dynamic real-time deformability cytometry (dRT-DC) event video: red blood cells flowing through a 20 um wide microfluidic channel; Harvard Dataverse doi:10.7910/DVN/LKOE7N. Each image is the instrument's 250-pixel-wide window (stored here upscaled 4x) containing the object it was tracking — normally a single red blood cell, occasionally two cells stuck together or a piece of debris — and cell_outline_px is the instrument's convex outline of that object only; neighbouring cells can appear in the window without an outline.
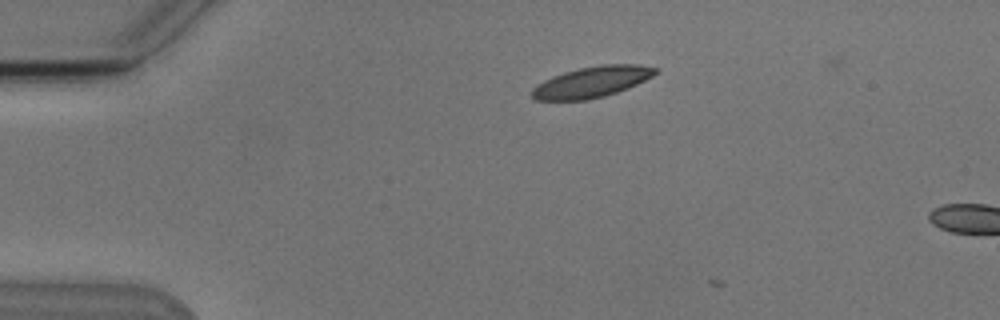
{"species": "Egyptian fruit bat (a non-hibernating species)", "species_latin": "Rousettus aegyptiacus", "temperature_condition": "cold", "stored_images_in_passage": 2, "camera_frame_rate_fps": 3000, "um_per_image_px": 0.085, "animal": {"sex": "male"}, "frame": {"image": 1, "passage_image": 1, "time_ms": 0.0, "image_size_px": [1000, 320], "cell_outline_px": [[660, 72], [628, 88], [604, 96], [588, 100], [536, 100], [532, 96], [532, 88], [536, 84], [552, 76], [564, 72], [580, 68], [600, 64], [640, 64], [660, 68]], "centroid_in_image_um": [50.33, 6.95], "position_along_channel_um": 34.7, "area_um2": 22.37}}